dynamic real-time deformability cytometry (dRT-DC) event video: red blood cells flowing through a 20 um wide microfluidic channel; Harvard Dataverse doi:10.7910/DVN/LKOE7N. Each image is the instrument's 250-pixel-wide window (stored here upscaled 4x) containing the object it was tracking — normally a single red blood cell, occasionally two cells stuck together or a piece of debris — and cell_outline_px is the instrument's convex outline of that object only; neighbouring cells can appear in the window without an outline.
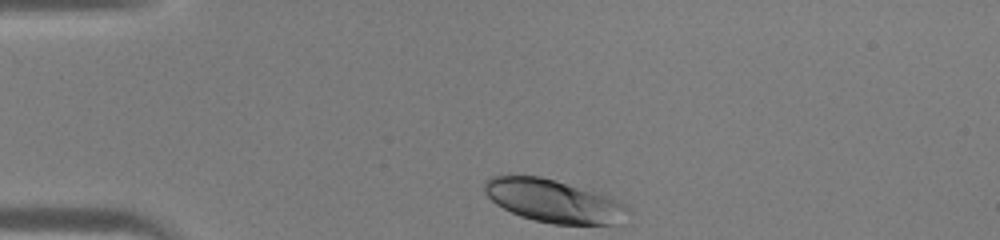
{"species": "human", "species_latin": "Homo sapiens", "temperature_condition": "warm", "stored_images_in_passage": 29, "camera_frame_rate_fps": 3000, "um_per_image_px": 0.085, "donor": {"sex": "male"}, "frame": {"image": 1, "passage_image": 1, "time_ms": 0.0, "image_size_px": [1000, 240], "cell_outline_px": [[628, 208], [616, 224], [552, 224], [520, 216], [496, 204], [484, 192], [484, 180], [492, 176], [508, 172], [540, 176], [556, 180], [616, 200], [624, 204]], "centroid_in_image_um": [46.89, 17.03], "position_along_channel_um": 38.1, "area_um2": 35.55}}
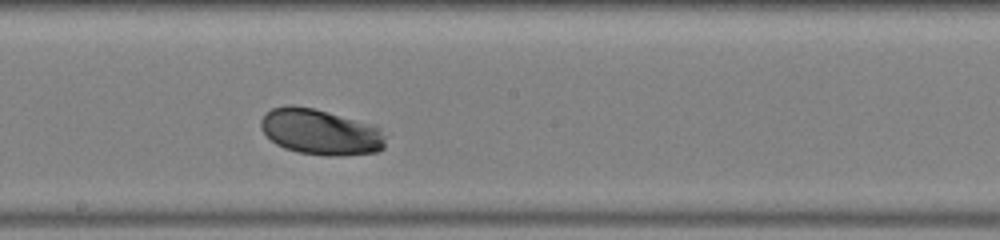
{"frame": {"image": 2, "passage_image": 16, "time_ms": 5.0, "image_size_px": [1000, 240], "cell_outline_px": [[384, 148], [380, 152], [340, 156], [328, 156], [296, 152], [284, 148], [276, 144], [260, 128], [260, 120], [272, 108], [288, 104], [292, 104], [312, 108], [376, 124], [380, 128], [384, 136]], "centroid_in_image_um": [27.26, 11.22], "position_along_channel_um": 220.9, "area_um2": 33.58}}
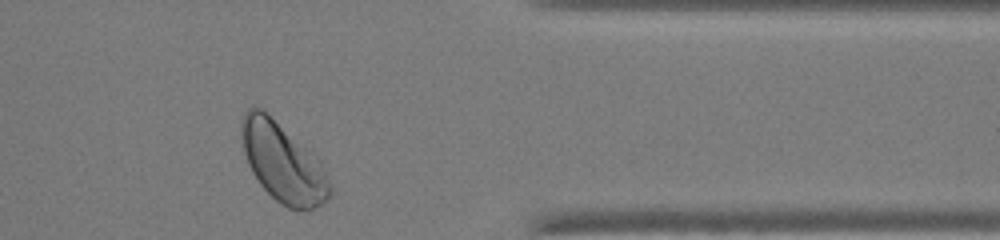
{"frame": {"image": 3, "passage_image": 28, "time_ms": 9.0, "image_size_px": [1000, 240], "cell_outline_px": [[332, 196], [324, 204], [308, 212], [296, 212], [280, 204], [260, 184], [252, 172], [248, 164], [244, 152], [240, 132], [240, 120], [244, 112], [248, 108], [264, 108], [268, 112], [324, 172], [332, 188]], "centroid_in_image_um": [23.98, 13.89], "position_along_channel_um": 387.4, "area_um2": 39.82}}